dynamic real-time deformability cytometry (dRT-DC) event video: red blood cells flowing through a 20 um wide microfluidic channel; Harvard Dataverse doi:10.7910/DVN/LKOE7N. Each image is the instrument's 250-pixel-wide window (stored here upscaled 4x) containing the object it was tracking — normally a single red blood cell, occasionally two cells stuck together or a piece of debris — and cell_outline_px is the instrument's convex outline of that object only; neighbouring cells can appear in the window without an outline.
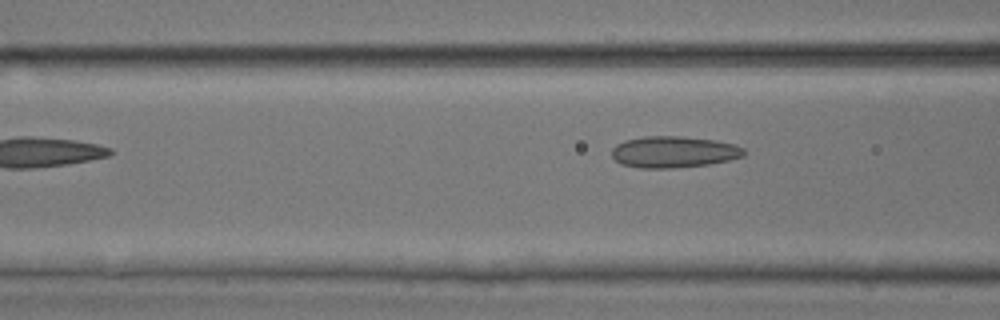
{"species": "common noctule bat (a hibernating species)", "species_latin": "Nyctalus noctula", "temperature_condition": "room temperature", "stored_images_in_passage": 6, "camera_frame_rate_fps": 3000, "um_per_image_px": 0.085, "animal": {"sex": "male", "body_mass_g": 17.9, "forearm_length_mm": 54.2}, "frame": {"image": 1, "passage_image": 5, "time_ms": 1.333, "image_size_px": [1000, 320], "cell_outline_px": [[744, 156], [728, 160], [708, 164], [672, 168], [640, 168], [620, 164], [612, 156], [612, 148], [616, 144], [624, 140], [644, 136], [680, 136], [716, 140], [736, 144], [744, 148]], "centroid_in_image_um": [57.25, 12.91], "position_along_channel_um": 109.3, "area_um2": 24.33}}
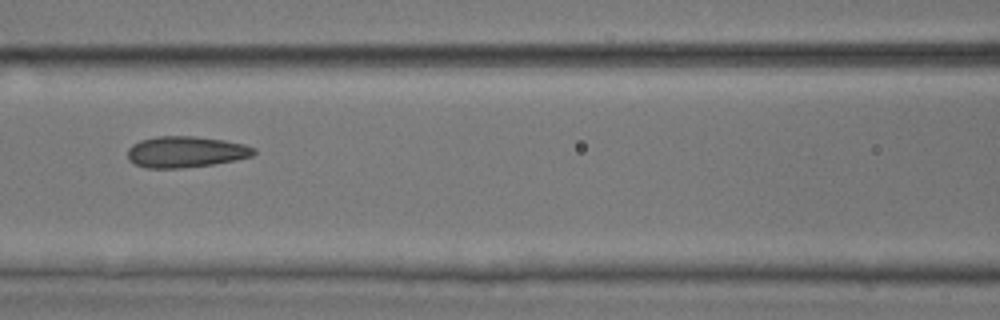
{"frame": {"image": 2, "passage_image": 6, "time_ms": 1.667, "image_size_px": [1000, 320], "cell_outline_px": [[256, 152], [252, 156], [236, 160], [212, 164], [180, 168], [148, 168], [136, 164], [128, 160], [128, 148], [132, 144], [140, 140], [156, 136], [196, 136], [224, 140], [244, 144], [256, 148]], "centroid_in_image_um": [15.79, 12.9], "position_along_channel_um": 150.8, "area_um2": 23.0}}